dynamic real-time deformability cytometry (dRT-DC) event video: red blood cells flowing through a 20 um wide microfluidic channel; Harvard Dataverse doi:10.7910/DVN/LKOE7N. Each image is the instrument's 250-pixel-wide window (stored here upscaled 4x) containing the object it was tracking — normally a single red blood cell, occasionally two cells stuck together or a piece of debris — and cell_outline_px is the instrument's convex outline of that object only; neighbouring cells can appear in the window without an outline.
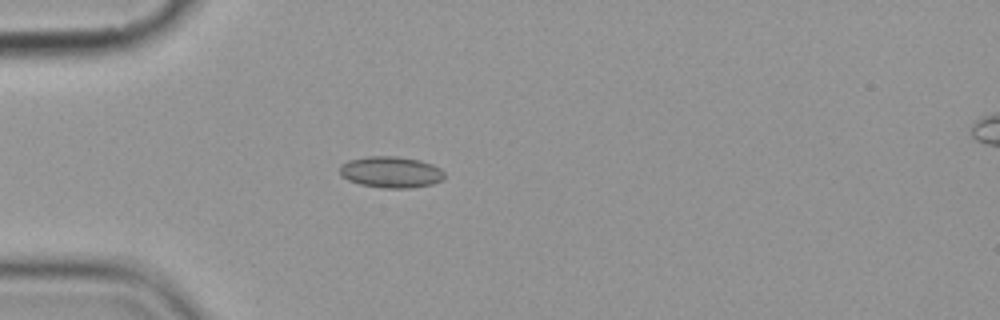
{"species": "common noctule bat (a hibernating species)", "species_latin": "Nyctalus noctula", "temperature_condition": "cold", "stored_images_in_passage": 3, "camera_frame_rate_fps": 3000, "um_per_image_px": 0.085, "animal": {"sex": "female", "body_mass_g": 19.9}, "frame": {"image": 1, "passage_image": 2, "time_ms": 1.333, "image_size_px": [1000, 320], "cell_outline_px": [[444, 176], [440, 180], [432, 184], [412, 188], [380, 188], [360, 184], [348, 180], [340, 176], [340, 164], [348, 160], [368, 156], [396, 156], [420, 160], [432, 164], [440, 168], [444, 172]], "centroid_in_image_um": [33.2, 14.63], "position_along_channel_um": 51.8, "area_um2": 19.25}}